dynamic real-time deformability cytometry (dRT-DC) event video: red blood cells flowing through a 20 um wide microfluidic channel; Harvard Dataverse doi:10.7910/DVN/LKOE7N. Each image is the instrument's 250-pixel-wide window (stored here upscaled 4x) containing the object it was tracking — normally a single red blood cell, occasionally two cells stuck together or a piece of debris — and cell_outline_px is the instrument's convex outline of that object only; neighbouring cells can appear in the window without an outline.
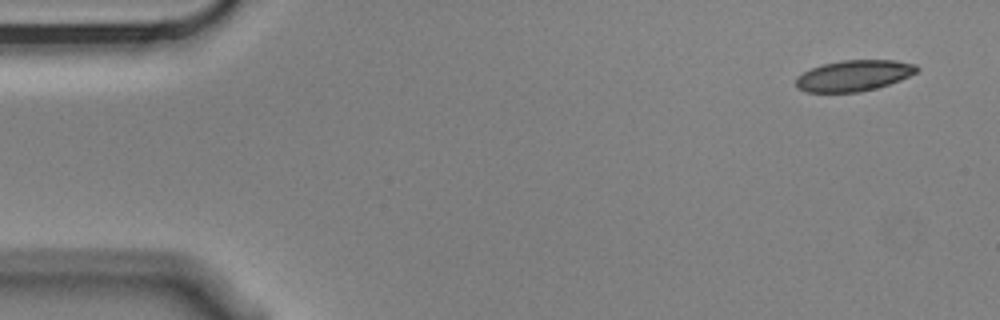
{"species": "Egyptian fruit bat (a non-hibernating species)", "species_latin": "Rousettus aegyptiacus", "temperature_condition": "cold", "stored_images_in_passage": 6, "camera_frame_rate_fps": 3000, "um_per_image_px": 0.085, "animal": {"sex": "male"}, "frame": {"image": 1, "passage_image": 1, "time_ms": 0.0, "image_size_px": [1000, 320], "cell_outline_px": [[920, 68], [916, 72], [900, 80], [876, 88], [860, 92], [804, 92], [796, 88], [796, 76], [812, 68], [824, 64], [844, 60], [896, 60], [916, 64]], "centroid_in_image_um": [72.57, 6.43], "position_along_channel_um": 12.4, "area_um2": 21.79}}
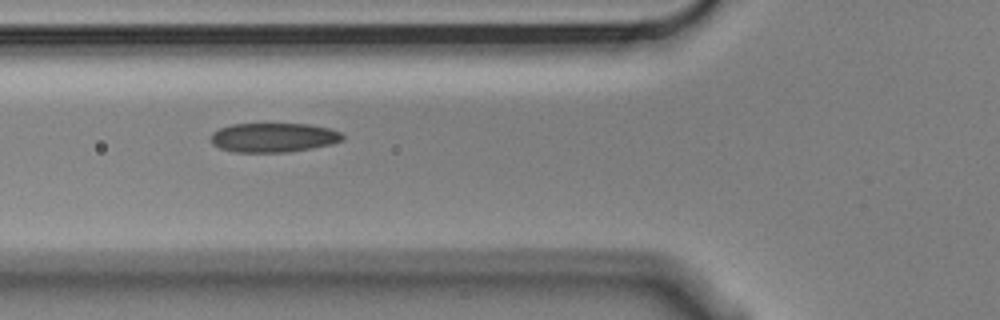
{"frame": {"image": 2, "passage_image": 5, "time_ms": 1.333, "image_size_px": [1000, 320], "cell_outline_px": [[344, 140], [332, 144], [312, 148], [288, 152], [232, 152], [220, 148], [212, 144], [212, 132], [220, 128], [232, 124], [308, 124], [332, 128], [340, 132], [344, 136]], "centroid_in_image_um": [23.28, 11.69], "position_along_channel_um": 102.5, "area_um2": 22.6}}
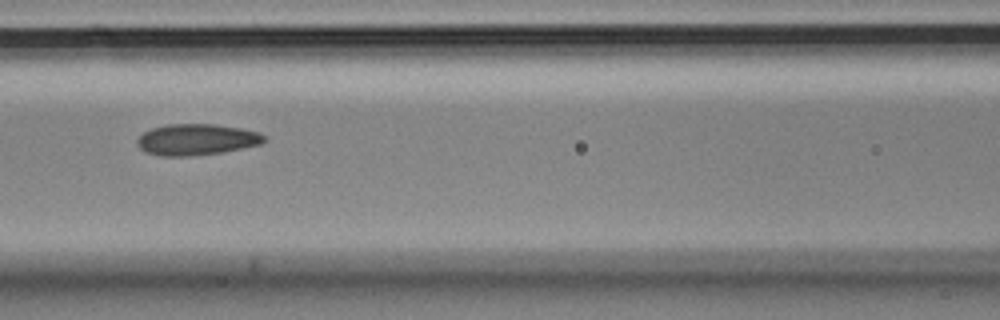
{"frame": {"image": 3, "passage_image": 6, "time_ms": 1.667, "image_size_px": [1000, 320], "cell_outline_px": [[264, 140], [260, 144], [224, 152], [192, 156], [160, 156], [144, 152], [136, 144], [136, 140], [144, 132], [152, 128], [168, 124], [216, 124], [240, 128], [260, 132], [264, 136]], "centroid_in_image_um": [16.68, 11.87], "position_along_channel_um": 149.9, "area_um2": 23.18}}